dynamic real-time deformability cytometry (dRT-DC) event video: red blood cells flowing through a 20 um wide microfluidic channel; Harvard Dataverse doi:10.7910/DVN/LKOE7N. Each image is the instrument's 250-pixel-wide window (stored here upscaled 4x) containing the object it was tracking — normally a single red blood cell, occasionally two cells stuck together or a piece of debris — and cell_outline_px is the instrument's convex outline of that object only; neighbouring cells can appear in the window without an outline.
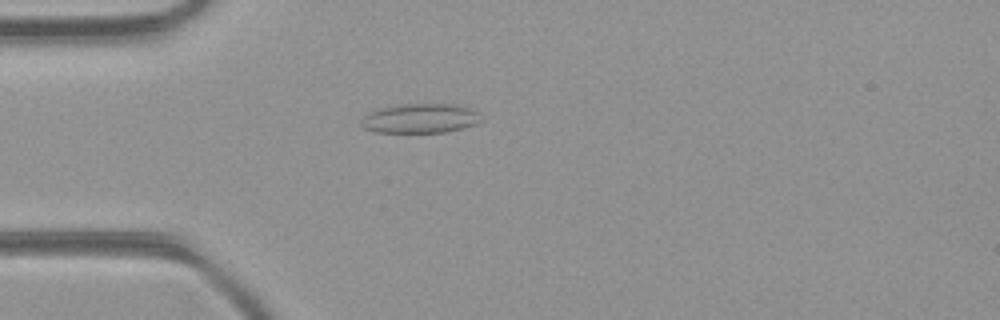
{"species": "common noctule bat (a hibernating species)", "species_latin": "Nyctalus noctula", "temperature_condition": "room temperature", "stored_images_in_passage": 47, "camera_frame_rate_fps": 3000, "um_per_image_px": 0.085, "animal": {"sex": "female", "body_mass_g": 21.9}, "frame": {"image": 1, "passage_image": 13, "time_ms": 4.0, "image_size_px": [1000, 320], "cell_outline_px": [[484, 120], [476, 124], [464, 128], [444, 132], [376, 132], [364, 128], [360, 124], [364, 116], [372, 112], [384, 108], [404, 104], [456, 104], [472, 108], [480, 112]], "centroid_in_image_um": [35.84, 10.06], "position_along_channel_um": 49.2, "area_um2": 20.58}}
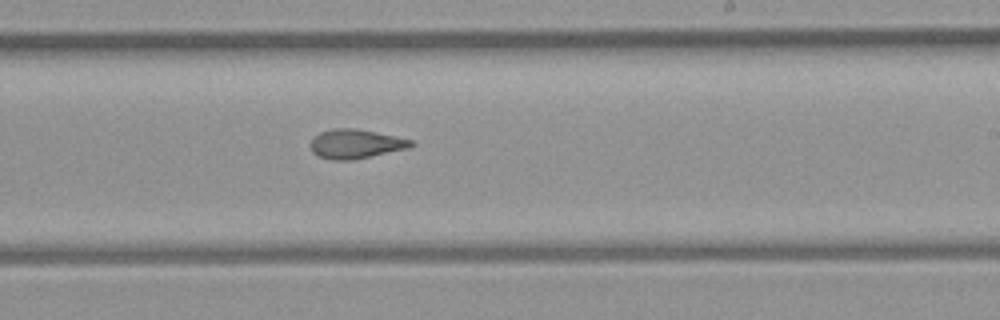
{"frame": {"image": 2, "passage_image": 28, "time_ms": 9.0, "image_size_px": [1000, 320], "cell_outline_px": [[416, 144], [412, 148], [352, 160], [332, 160], [320, 156], [312, 152], [312, 140], [320, 132], [332, 128], [352, 128], [376, 132], [396, 136], [412, 140]], "centroid_in_image_um": [30.3, 12.23], "position_along_channel_um": 258.7, "area_um2": 17.11}}
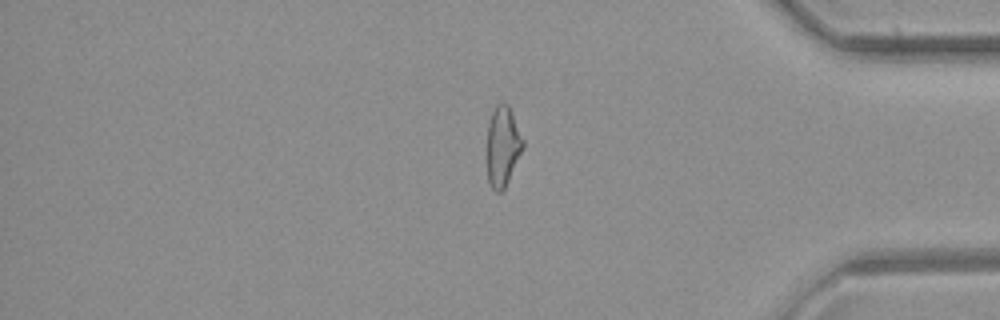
{"frame": {"image": 3, "passage_image": 39, "time_ms": 12.667, "image_size_px": [1000, 320], "cell_outline_px": [[524, 148], [504, 188], [500, 192], [496, 192], [488, 184], [488, 124], [492, 112], [496, 104], [508, 104], [512, 112], [524, 140]], "centroid_in_image_um": [42.75, 12.43], "position_along_channel_um": 392.5, "area_um2": 16.59}, "authors_computed_cell_mechanics": {"area_um2": 17.9758, "velocity_mm_per_s": 4.4154, "shape_relaxation_time_tau1_ms": null, "shape_relaxation_time_tau2_ms": 2.6376, "deformation_change_tau1": null, "deformation_change_tau2": 0.1145}}